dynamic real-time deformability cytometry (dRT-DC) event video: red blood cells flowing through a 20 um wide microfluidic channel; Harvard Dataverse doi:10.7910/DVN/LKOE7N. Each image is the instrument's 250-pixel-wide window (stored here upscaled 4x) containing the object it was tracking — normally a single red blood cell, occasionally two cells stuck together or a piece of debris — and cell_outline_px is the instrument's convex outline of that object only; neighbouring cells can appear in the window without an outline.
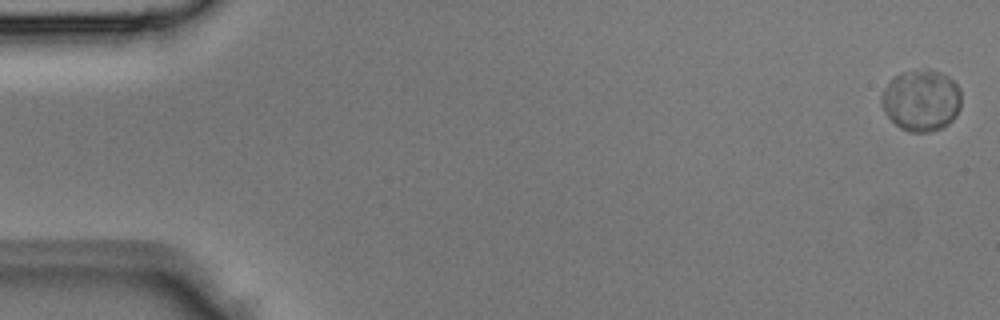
{"species": "Egyptian fruit bat (a non-hibernating species)", "species_latin": "Rousettus aegyptiacus", "temperature_condition": "room temperature", "stored_images_in_passage": 4, "camera_frame_rate_fps": 3000, "um_per_image_px": 0.085, "animal": {"sex": "male"}, "frame": {"image": 1, "passage_image": 1, "time_ms": 0.0, "image_size_px": [1000, 320], "cell_outline_px": [[960, 108], [956, 116], [948, 124], [940, 128], [928, 132], [912, 132], [900, 128], [884, 112], [880, 104], [880, 96], [884, 88], [892, 76], [900, 72], [940, 72], [948, 76], [956, 84], [960, 92]], "centroid_in_image_um": [78.27, 8.56], "position_along_channel_um": 6.7, "area_um2": 28.32}}
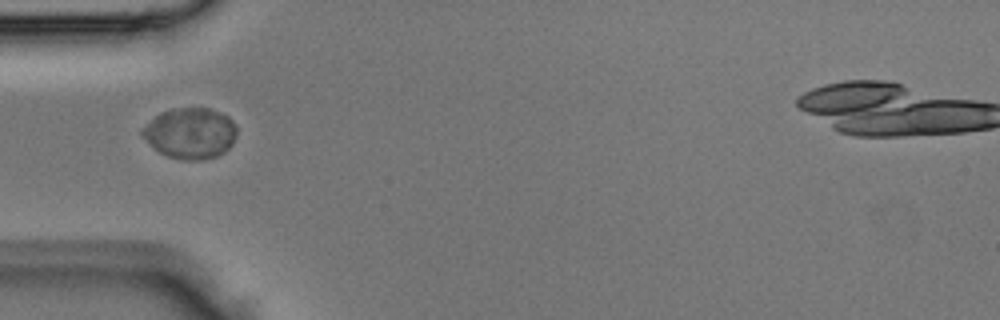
{"frame": {"image": 2, "passage_image": 4, "time_ms": 1.0, "image_size_px": [1000, 320], "cell_outline_px": [[236, 136], [232, 144], [224, 152], [216, 156], [200, 160], [180, 160], [168, 156], [160, 152], [140, 132], [160, 112], [172, 108], [208, 108], [220, 112], [228, 116], [232, 120], [236, 128]], "centroid_in_image_um": [16.22, 11.32], "position_along_channel_um": 68.8, "area_um2": 27.63}}